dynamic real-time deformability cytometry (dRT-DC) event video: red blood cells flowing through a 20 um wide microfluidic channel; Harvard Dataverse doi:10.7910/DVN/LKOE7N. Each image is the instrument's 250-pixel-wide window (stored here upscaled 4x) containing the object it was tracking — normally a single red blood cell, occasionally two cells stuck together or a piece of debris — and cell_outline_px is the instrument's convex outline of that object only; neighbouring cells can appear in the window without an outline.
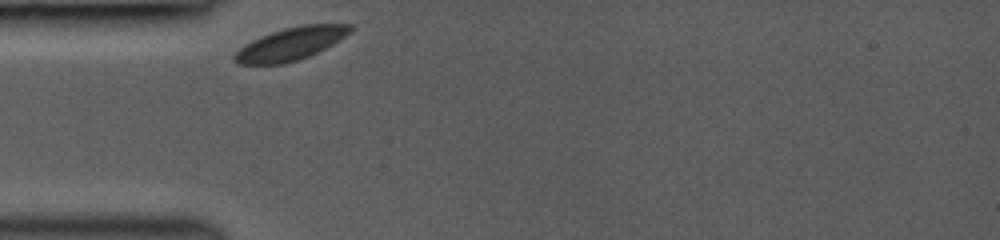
{"species": "common noctule bat (a hibernating species)", "species_latin": "Nyctalus noctula", "temperature_condition": "room temperature", "stored_images_in_passage": 2, "camera_frame_rate_fps": 3000, "um_per_image_px": 0.085, "animal": {"sex": "female", "body_mass_g": 19.0, "forearm_length_mm": 53.3}, "frame": {"image": 1, "passage_image": 1, "time_ms": 0.0, "image_size_px": [1000, 240], "cell_outline_px": [[356, 28], [332, 44], [308, 56], [284, 64], [240, 64], [232, 60], [232, 56], [244, 44], [260, 36], [284, 28], [300, 24], [352, 24]], "centroid_in_image_um": [24.7, 3.71], "position_along_channel_um": 60.3, "area_um2": 21.96}}
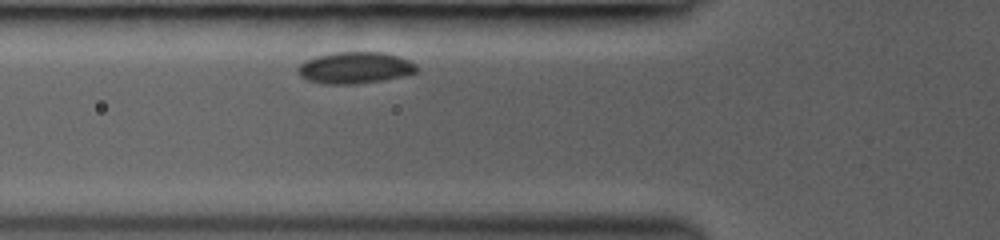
{"frame": {"image": 2, "passage_image": 2, "time_ms": 1.0, "image_size_px": [1000, 240], "cell_outline_px": [[416, 72], [404, 76], [356, 84], [324, 84], [308, 80], [300, 76], [296, 68], [304, 60], [316, 56], [336, 52], [384, 52], [400, 56], [416, 64]], "centroid_in_image_um": [30.15, 5.75], "position_along_channel_um": 95.7, "area_um2": 21.91}}